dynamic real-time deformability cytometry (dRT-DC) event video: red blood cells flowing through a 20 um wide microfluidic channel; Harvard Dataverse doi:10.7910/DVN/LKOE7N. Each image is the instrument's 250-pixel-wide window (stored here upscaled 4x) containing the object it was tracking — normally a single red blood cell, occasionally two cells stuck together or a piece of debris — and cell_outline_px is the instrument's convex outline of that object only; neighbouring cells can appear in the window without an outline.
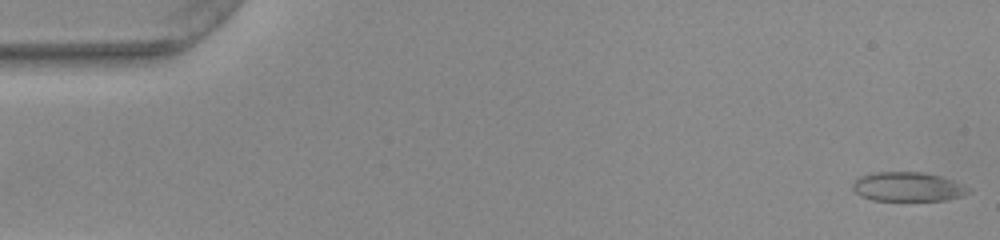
{"species": "common noctule bat (a hibernating species)", "species_latin": "Nyctalus noctula", "temperature_condition": "warm", "stored_images_in_passage": 51, "camera_frame_rate_fps": 3000, "um_per_image_px": 0.085, "animal": {"sex": "female", "body_mass_g": 22.0, "forearm_length_mm": 56.7}, "frame": {"image": 1, "passage_image": 1, "time_ms": 0.0, "image_size_px": [1000, 240], "cell_outline_px": [[972, 192], [960, 196], [944, 200], [872, 200], [860, 196], [852, 188], [852, 184], [860, 176], [876, 172], [924, 172], [940, 176], [964, 184], [972, 188]], "centroid_in_image_um": [77.19, 15.87], "position_along_channel_um": 7.8, "area_um2": 19.77}}
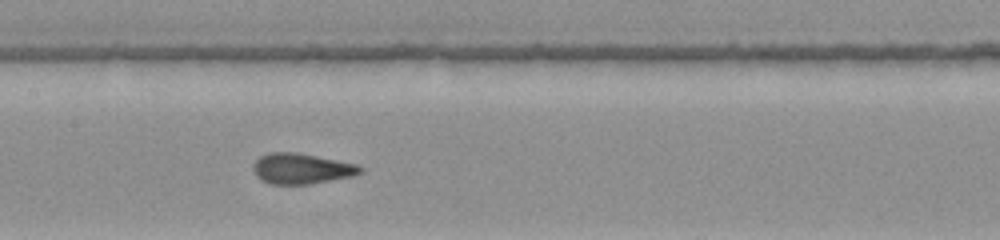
{"frame": {"image": 2, "passage_image": 25, "time_ms": 8.0, "image_size_px": [1000, 240], "cell_outline_px": [[364, 172], [352, 176], [312, 184], [272, 184], [260, 180], [256, 176], [252, 168], [252, 164], [260, 156], [268, 152], [296, 152], [360, 164], [364, 168]], "centroid_in_image_um": [25.65, 14.33], "position_along_channel_um": 181.8, "area_um2": 19.42}}
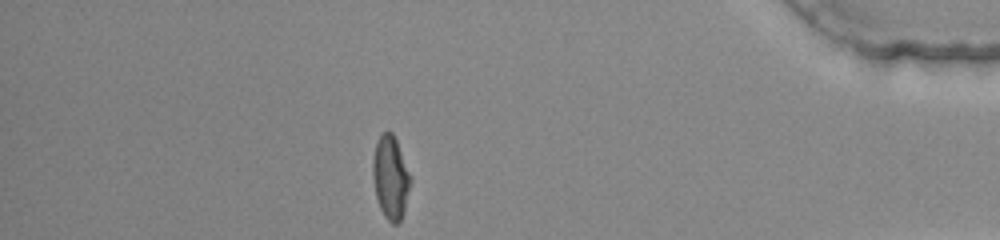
{"frame": {"image": 3, "passage_image": 45, "time_ms": 14.667, "image_size_px": [1000, 240], "cell_outline_px": [[412, 180], [404, 212], [400, 220], [396, 224], [392, 224], [384, 216], [380, 208], [376, 196], [372, 176], [372, 160], [376, 144], [380, 132], [388, 128], [392, 132], [396, 140], [412, 176]], "centroid_in_image_um": [33.2, 15.04], "position_along_channel_um": 402.0, "area_um2": 18.67}, "authors_computed_cell_mechanics": {"area_um2": 19.1896, "velocity_mm_per_s": 3.9541, "shape_relaxation_time_tau1_ms": null, "shape_relaxation_time_tau2_ms": 0.8641, "deformation_change_tau1": null, "deformation_change_tau2": 0.0626}}